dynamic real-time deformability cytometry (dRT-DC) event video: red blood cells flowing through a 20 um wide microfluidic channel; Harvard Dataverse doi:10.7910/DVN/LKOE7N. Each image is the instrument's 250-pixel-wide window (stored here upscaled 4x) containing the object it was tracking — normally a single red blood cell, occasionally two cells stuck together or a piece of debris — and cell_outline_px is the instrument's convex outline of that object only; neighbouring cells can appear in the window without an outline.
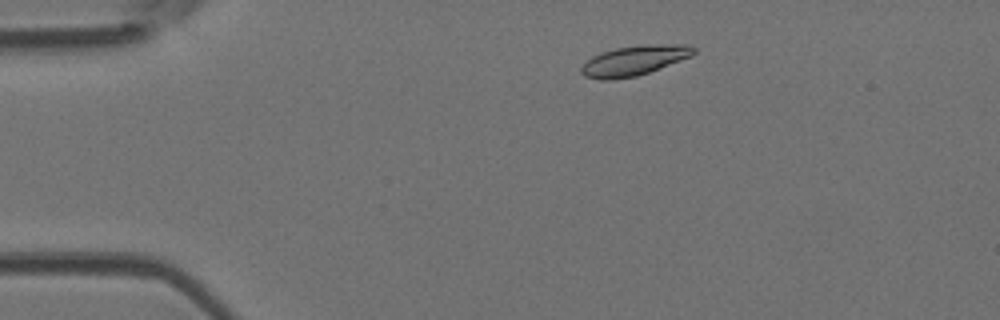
{"species": "Egyptian fruit bat (a non-hibernating species)", "species_latin": "Rousettus aegyptiacus", "temperature_condition": "room temperature", "stored_images_in_passage": 4, "camera_frame_rate_fps": 3000, "um_per_image_px": 0.085, "animal": {"sex": "female"}, "frame": {"image": 1, "passage_image": 2, "time_ms": 0.333, "image_size_px": [1000, 320], "cell_outline_px": [[696, 52], [692, 56], [660, 68], [636, 76], [612, 80], [600, 80], [584, 76], [580, 72], [580, 68], [592, 56], [600, 52], [616, 48], [644, 44], [688, 44], [696, 48]], "centroid_in_image_um": [53.92, 5.14], "position_along_channel_um": 31.1, "area_um2": 19.77}}
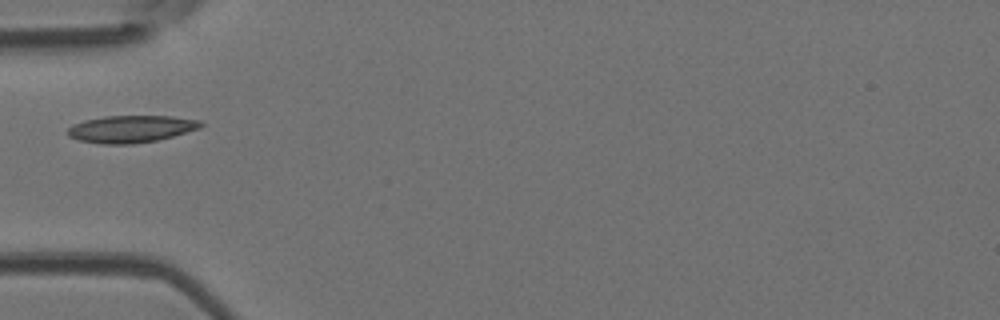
{"frame": {"image": 2, "passage_image": 4, "time_ms": 1.0, "image_size_px": [1000, 320], "cell_outline_px": [[204, 124], [200, 128], [172, 136], [156, 140], [132, 144], [100, 144], [80, 140], [68, 136], [68, 128], [72, 124], [84, 120], [104, 116], [172, 116], [200, 120]], "centroid_in_image_um": [11.12, 10.95], "position_along_channel_um": 73.9, "area_um2": 21.04}}